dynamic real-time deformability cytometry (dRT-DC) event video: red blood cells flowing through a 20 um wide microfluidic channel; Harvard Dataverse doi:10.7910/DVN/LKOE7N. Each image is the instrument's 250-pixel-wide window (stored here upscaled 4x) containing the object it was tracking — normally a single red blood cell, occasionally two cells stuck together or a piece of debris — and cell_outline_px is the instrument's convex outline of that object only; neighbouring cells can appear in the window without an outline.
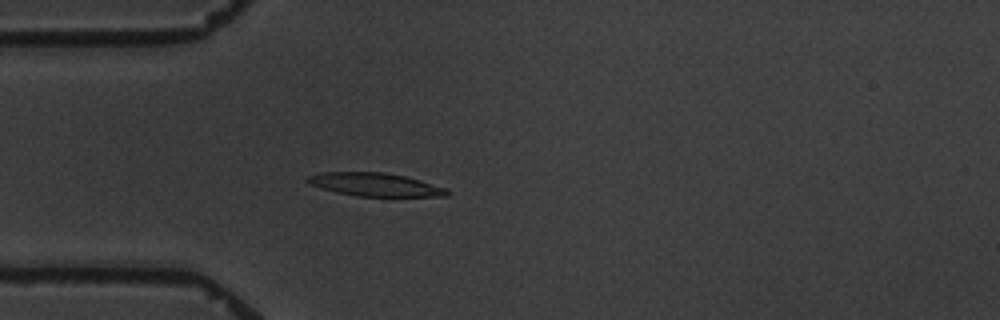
{"species": "common noctule bat (a hibernating species)", "species_latin": "Nyctalus noctula", "temperature_condition": "warm", "stored_images_in_passage": 3, "camera_frame_rate_fps": 3000, "um_per_image_px": 0.085, "animal": {"sex": "male", "body_mass_g": 19.5, "forearm_length_mm": 54.6}, "frame": {"image": 1, "passage_image": 3, "time_ms": 2.333, "image_size_px": [1000, 320], "cell_outline_px": [[448, 196], [356, 196], [336, 192], [312, 184], [304, 180], [304, 176], [320, 172], [384, 172], [404, 176], [448, 188]], "centroid_in_image_um": [31.85, 15.68], "position_along_channel_um": 53.1, "area_um2": 18.79}}